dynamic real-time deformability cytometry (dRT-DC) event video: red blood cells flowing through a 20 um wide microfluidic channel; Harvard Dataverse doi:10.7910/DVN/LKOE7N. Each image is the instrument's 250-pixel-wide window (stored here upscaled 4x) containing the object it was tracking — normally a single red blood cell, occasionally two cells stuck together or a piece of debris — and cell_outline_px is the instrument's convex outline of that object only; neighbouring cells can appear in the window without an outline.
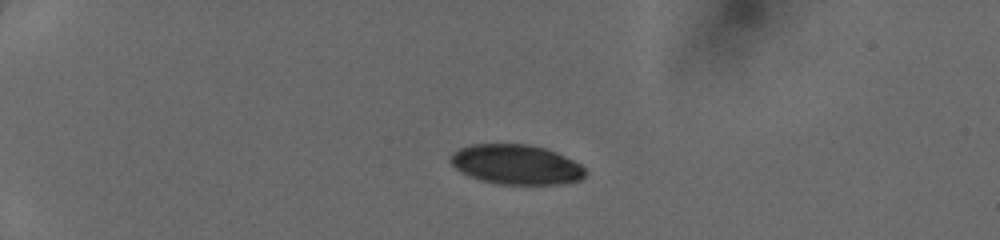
{"species": "human", "species_latin": "Homo sapiens", "temperature_condition": "cold", "stored_images_in_passage": 37, "camera_frame_rate_fps": 3000, "um_per_image_px": 0.085, "donor": {"sex": "female"}, "frame": {"image": 1, "passage_image": 1, "time_ms": 0.0, "image_size_px": [1000, 240], "cell_outline_px": [[588, 172], [580, 180], [564, 184], [496, 184], [480, 180], [468, 176], [460, 172], [448, 160], [448, 156], [452, 152], [460, 148], [472, 144], [528, 144], [544, 148], [556, 152], [580, 164]], "centroid_in_image_um": [43.84, 13.99], "position_along_channel_um": 41.2, "area_um2": 31.5}}
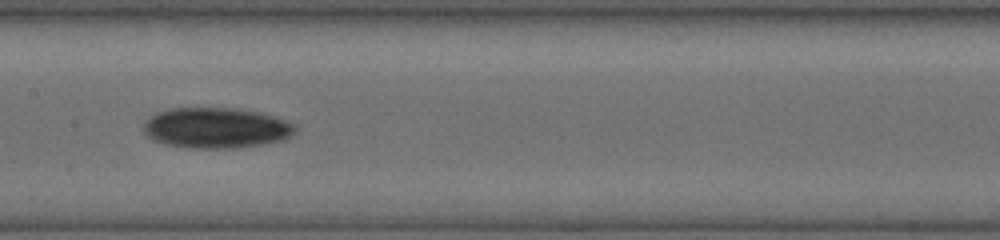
{"frame": {"image": 2, "passage_image": 16, "time_ms": 5.0, "image_size_px": [1000, 240], "cell_outline_px": [[296, 132], [284, 140], [236, 148], [192, 148], [164, 144], [152, 140], [144, 132], [144, 120], [156, 112], [168, 108], [240, 108], [260, 112], [276, 116], [296, 124]], "centroid_in_image_um": [18.38, 10.86], "position_along_channel_um": 189.0, "area_um2": 36.3}}
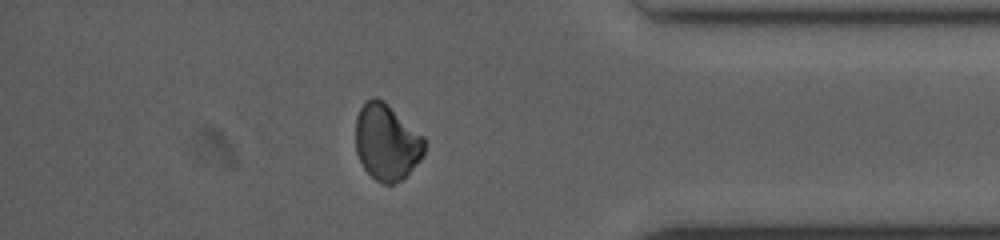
{"frame": {"image": 3, "passage_image": 32, "time_ms": 10.333, "image_size_px": [1000, 240], "cell_outline_px": [[424, 152], [420, 160], [400, 180], [392, 184], [384, 184], [376, 180], [364, 168], [356, 152], [356, 116], [364, 100], [372, 96], [376, 96], [384, 100], [424, 136]], "centroid_in_image_um": [32.85, 12.03], "position_along_channel_um": 402.4, "area_um2": 30.63}}